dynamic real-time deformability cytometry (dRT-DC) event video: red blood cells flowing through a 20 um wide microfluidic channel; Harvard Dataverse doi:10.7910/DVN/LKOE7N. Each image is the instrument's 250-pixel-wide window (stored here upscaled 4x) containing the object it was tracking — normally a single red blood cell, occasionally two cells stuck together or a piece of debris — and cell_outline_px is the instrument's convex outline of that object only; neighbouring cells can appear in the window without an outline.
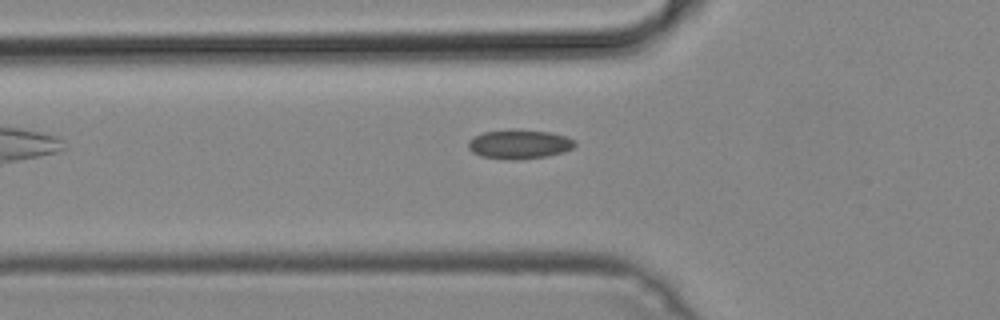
{"species": "common noctule bat (a hibernating species)", "species_latin": "Nyctalus noctula", "temperature_condition": "cold", "stored_images_in_passage": 34, "camera_frame_rate_fps": 3000, "um_per_image_px": 0.085, "animal": {"sex": "male", "body_mass_g": 19.2, "forearm_length_mm": 51.8}, "frame": {"image": 1, "passage_image": 2, "time_ms": 0.333, "image_size_px": [1000, 320], "cell_outline_px": [[576, 144], [572, 148], [564, 152], [544, 156], [516, 160], [480, 156], [472, 152], [468, 148], [468, 140], [472, 136], [484, 132], [516, 128], [548, 132], [568, 136], [576, 140]], "centroid_in_image_um": [44.13, 12.23], "position_along_channel_um": 81.7, "area_um2": 18.38}}
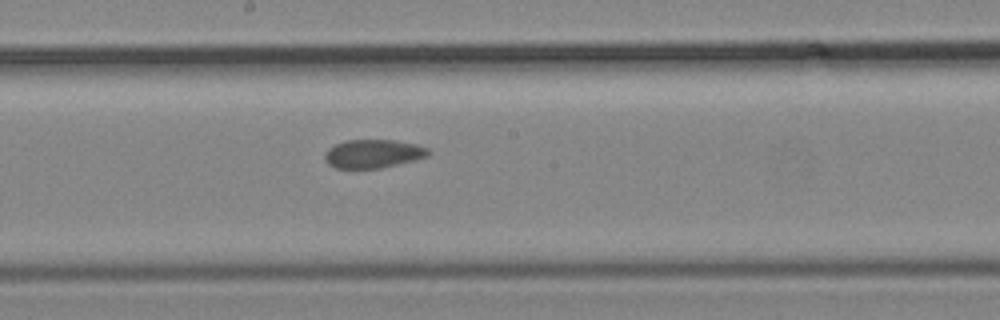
{"frame": {"image": 2, "passage_image": 12, "time_ms": 3.667, "image_size_px": [1000, 320], "cell_outline_px": [[432, 152], [428, 156], [416, 160], [380, 168], [336, 168], [328, 164], [324, 160], [324, 152], [328, 148], [344, 140], [396, 140], [416, 144], [428, 148]], "centroid_in_image_um": [31.72, 13.06], "position_along_channel_um": 216.5, "area_um2": 17.4}}
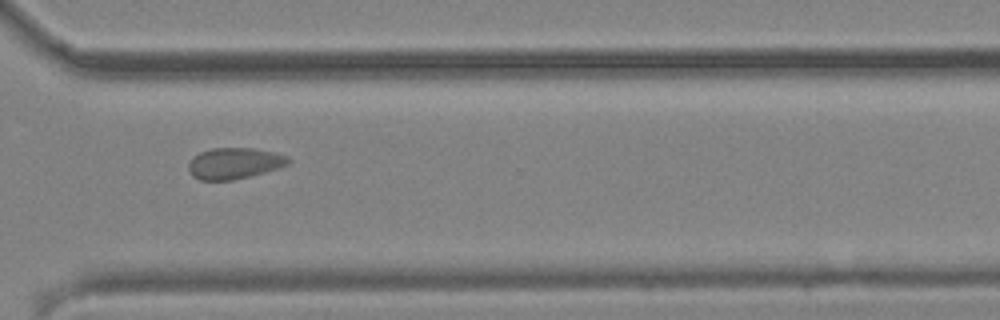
{"frame": {"image": 3, "passage_image": 22, "time_ms": 7.0, "image_size_px": [1000, 320], "cell_outline_px": [[292, 160], [288, 164], [280, 168], [232, 180], [200, 180], [192, 176], [188, 168], [188, 164], [200, 152], [212, 148], [256, 148], [288, 156]], "centroid_in_image_um": [19.94, 13.88], "position_along_channel_um": 350.7, "area_um2": 18.03}}